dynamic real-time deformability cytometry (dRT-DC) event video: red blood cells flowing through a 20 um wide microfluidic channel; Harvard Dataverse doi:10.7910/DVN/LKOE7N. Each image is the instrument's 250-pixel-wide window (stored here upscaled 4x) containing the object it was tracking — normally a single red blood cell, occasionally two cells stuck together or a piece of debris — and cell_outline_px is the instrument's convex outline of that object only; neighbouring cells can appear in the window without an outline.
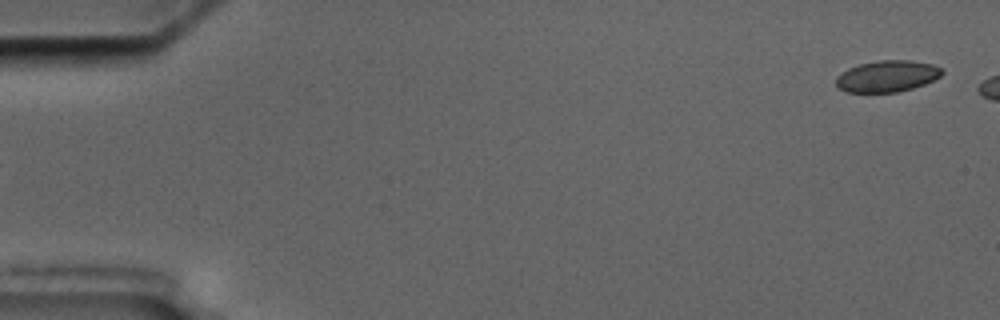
{"species": "common noctule bat (a hibernating species)", "species_latin": "Nyctalus noctula", "temperature_condition": "cold", "stored_images_in_passage": 6, "segment_of_instrument_passage": [2, 2], "camera_frame_rate_fps": 3000, "um_per_image_px": 0.085, "animal": {"sex": "male", "body_mass_g": 17.5, "forearm_length_mm": 52.3}, "frame": {"image": 1, "passage_image": 6, "time_ms": 6.0, "image_size_px": [1000, 320], "cell_outline_px": [[944, 72], [940, 76], [924, 84], [912, 88], [896, 92], [848, 92], [840, 88], [836, 84], [836, 76], [848, 68], [860, 64], [880, 60], [912, 60], [932, 64], [940, 68]], "centroid_in_image_um": [75.4, 6.47], "position_along_channel_um": 9.6, "area_um2": 19.25}}